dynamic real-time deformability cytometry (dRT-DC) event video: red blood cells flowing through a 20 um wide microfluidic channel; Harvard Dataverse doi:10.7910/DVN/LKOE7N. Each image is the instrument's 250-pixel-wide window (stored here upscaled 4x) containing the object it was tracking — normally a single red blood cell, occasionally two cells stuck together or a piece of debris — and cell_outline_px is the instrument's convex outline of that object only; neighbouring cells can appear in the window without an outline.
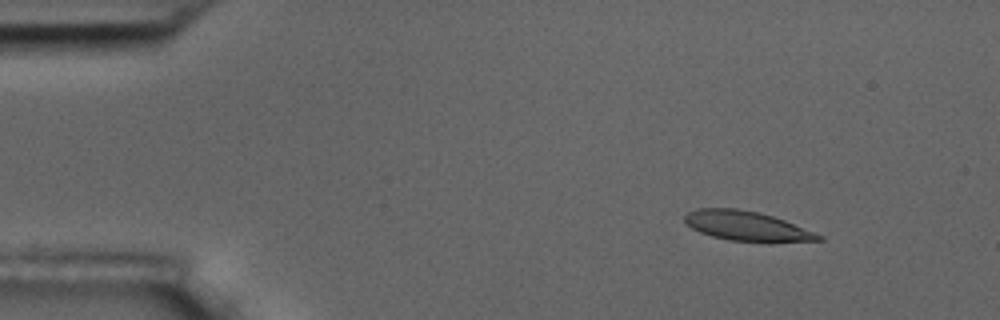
{"species": "common noctule bat (a hibernating species)", "species_latin": "Nyctalus noctula", "temperature_condition": "room temperature", "stored_images_in_passage": 50, "camera_frame_rate_fps": 3000, "um_per_image_px": 0.085, "animal": {"sex": "male", "body_mass_g": 17.5, "forearm_length_mm": 52.3}, "frame": {"image": 1, "passage_image": 1, "time_ms": 0.0, "image_size_px": [1000, 320], "cell_outline_px": [[824, 240], [728, 240], [712, 236], [700, 232], [692, 228], [684, 220], [684, 216], [688, 212], [696, 208], [736, 208], [756, 212], [772, 216], [784, 220], [824, 236]], "centroid_in_image_um": [63.39, 19.17], "position_along_channel_um": 21.6, "area_um2": 22.2}}
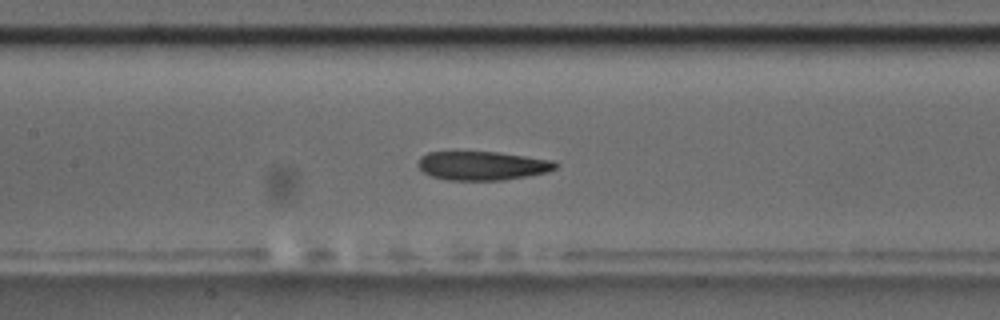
{"frame": {"image": 2, "passage_image": 20, "time_ms": 6.333, "image_size_px": [1000, 320], "cell_outline_px": [[560, 164], [556, 168], [548, 172], [504, 180], [448, 180], [432, 176], [424, 172], [416, 164], [420, 156], [428, 152], [496, 152], [556, 160]], "centroid_in_image_um": [41.03, 14.08], "position_along_channel_um": 166.4, "area_um2": 23.24}}
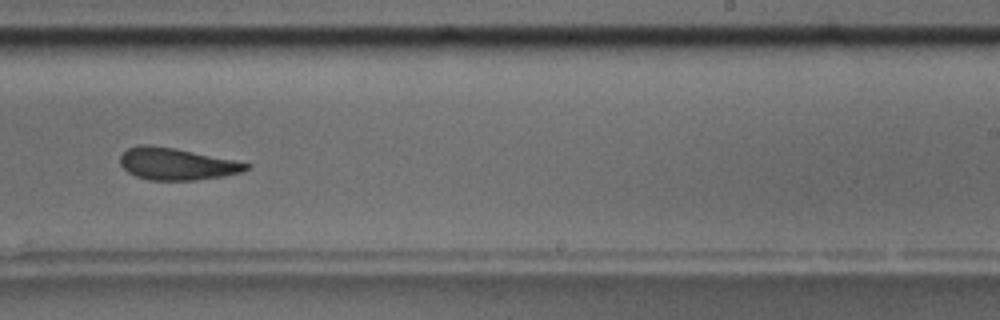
{"frame": {"image": 3, "passage_image": 29, "time_ms": 9.333, "image_size_px": [1000, 320], "cell_outline_px": [[252, 164], [248, 168], [240, 172], [224, 176], [196, 180], [148, 180], [136, 176], [128, 172], [120, 164], [120, 156], [128, 148], [140, 144], [148, 144], [176, 148]], "centroid_in_image_um": [14.98, 13.93], "position_along_channel_um": 274.0, "area_um2": 23.41}, "authors_computed_cell_mechanics": {"area_um2": 24.3049, "velocity_mm_per_s": 3.6011, "shape_relaxation_time_tau1_ms": 4.9669, "shape_relaxation_time_tau2_ms": 2.0675, "deformation_change_tau1": 0.1615, "deformation_change_tau2": 0.1026}}